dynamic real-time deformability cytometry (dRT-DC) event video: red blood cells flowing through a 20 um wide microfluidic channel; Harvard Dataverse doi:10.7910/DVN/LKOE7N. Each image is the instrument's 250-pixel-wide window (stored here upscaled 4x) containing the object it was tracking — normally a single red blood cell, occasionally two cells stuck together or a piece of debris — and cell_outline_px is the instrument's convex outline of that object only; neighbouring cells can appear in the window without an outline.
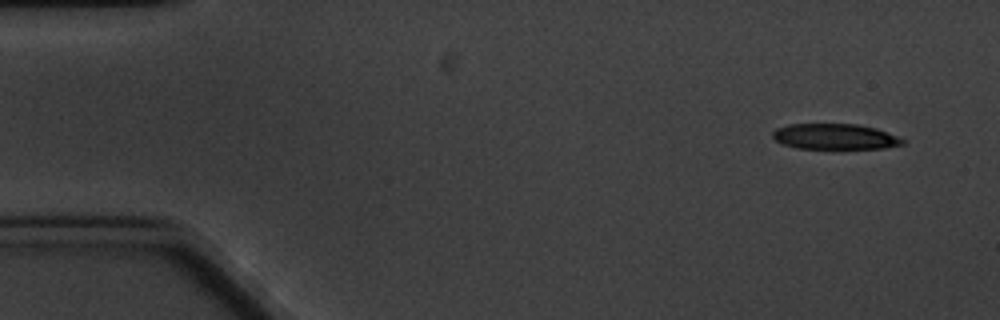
{"species": "common noctule bat (a hibernating species)", "species_latin": "Nyctalus noctula", "temperature_condition": "cold", "stored_images_in_passage": 5, "segment_of_instrument_passage": [1, 2], "camera_frame_rate_fps": 3000, "um_per_image_px": 0.085, "animal": {"sex": "male", "body_mass_g": 20.1, "forearm_length_mm": 53.5}, "frame": {"image": 1, "passage_image": 1, "time_ms": 0.0, "image_size_px": [1000, 320], "cell_outline_px": [[904, 144], [884, 148], [840, 152], [796, 148], [784, 144], [776, 140], [772, 136], [772, 132], [776, 128], [788, 124], [856, 124], [876, 128], [896, 136], [904, 140]], "centroid_in_image_um": [70.97, 11.67], "position_along_channel_um": 14.0, "area_um2": 20.46}}